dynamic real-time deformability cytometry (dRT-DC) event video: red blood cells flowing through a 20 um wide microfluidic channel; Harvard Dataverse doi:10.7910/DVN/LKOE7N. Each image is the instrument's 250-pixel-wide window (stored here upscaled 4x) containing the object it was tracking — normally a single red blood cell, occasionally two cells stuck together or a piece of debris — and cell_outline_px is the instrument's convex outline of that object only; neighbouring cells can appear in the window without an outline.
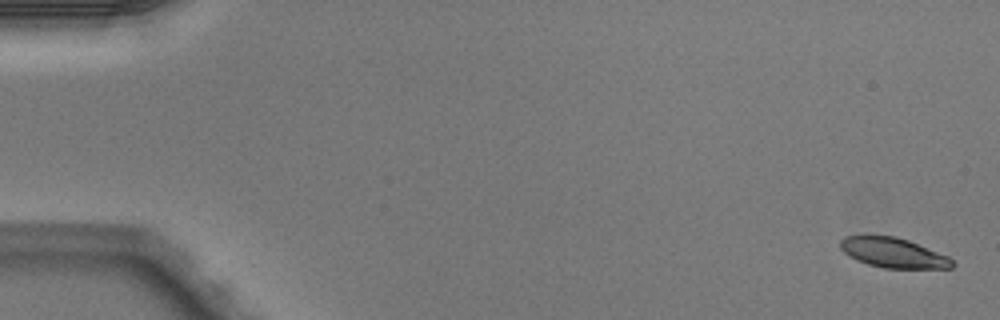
{"species": "Egyptian fruit bat (a non-hibernating species)", "species_latin": "Rousettus aegyptiacus", "temperature_condition": "warm", "stored_images_in_passage": 5, "camera_frame_rate_fps": 3000, "um_per_image_px": 0.085, "animal": {"sex": "male"}, "frame": {"image": 1, "passage_image": 1, "time_ms": 0.0, "image_size_px": [1000, 320], "cell_outline_px": [[956, 264], [952, 268], [884, 268], [868, 264], [856, 260], [848, 256], [840, 248], [840, 240], [844, 236], [864, 232], [896, 236], [908, 240], [948, 256]], "centroid_in_image_um": [75.84, 21.43], "position_along_channel_um": 9.2, "area_um2": 20.17}}
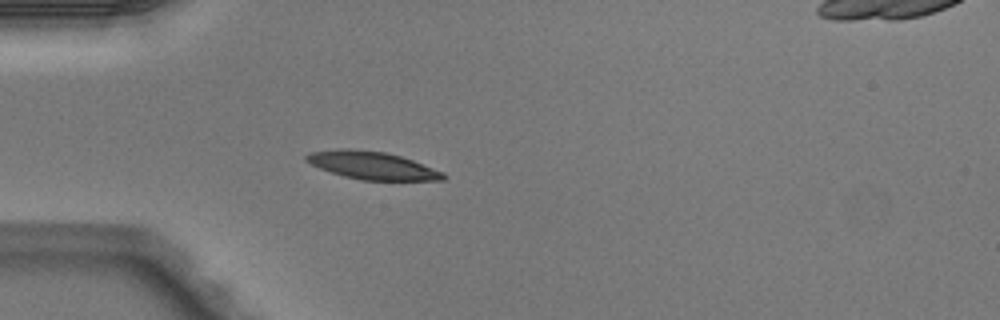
{"frame": {"image": 2, "passage_image": 5, "time_ms": 1.333, "image_size_px": [1000, 320], "cell_outline_px": [[448, 176], [444, 180], [360, 180], [344, 176], [320, 168], [304, 160], [304, 156], [308, 152], [348, 148], [384, 152], [400, 156], [412, 160], [444, 172]], "centroid_in_image_um": [31.64, 14.06], "position_along_channel_um": 53.4, "area_um2": 22.02}}